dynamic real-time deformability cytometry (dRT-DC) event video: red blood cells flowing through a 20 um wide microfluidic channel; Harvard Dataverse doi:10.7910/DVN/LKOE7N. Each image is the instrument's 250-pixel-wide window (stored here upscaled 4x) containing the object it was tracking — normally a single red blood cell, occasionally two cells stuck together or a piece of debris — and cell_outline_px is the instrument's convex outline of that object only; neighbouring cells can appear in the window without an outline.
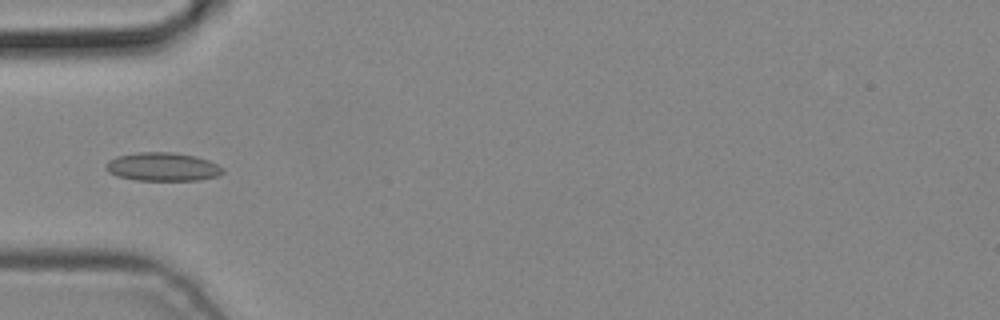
{"species": "common noctule bat (a hibernating species)", "species_latin": "Nyctalus noctula", "temperature_condition": "cold", "stored_images_in_passage": 1, "camera_frame_rate_fps": 3000, "um_per_image_px": 0.085, "animal": {"sex": "male", "body_mass_g": 19.2, "forearm_length_mm": 51.8}, "frame": {"image": 1, "passage_image": 1, "time_ms": 0.0, "image_size_px": [1000, 320], "cell_outline_px": [[224, 172], [216, 176], [200, 180], [136, 180], [116, 176], [108, 172], [104, 168], [104, 164], [108, 160], [116, 156], [136, 152], [172, 152], [196, 156], [208, 160], [224, 168]], "centroid_in_image_um": [13.77, 14.17], "position_along_channel_um": 71.2, "area_um2": 19.59}}